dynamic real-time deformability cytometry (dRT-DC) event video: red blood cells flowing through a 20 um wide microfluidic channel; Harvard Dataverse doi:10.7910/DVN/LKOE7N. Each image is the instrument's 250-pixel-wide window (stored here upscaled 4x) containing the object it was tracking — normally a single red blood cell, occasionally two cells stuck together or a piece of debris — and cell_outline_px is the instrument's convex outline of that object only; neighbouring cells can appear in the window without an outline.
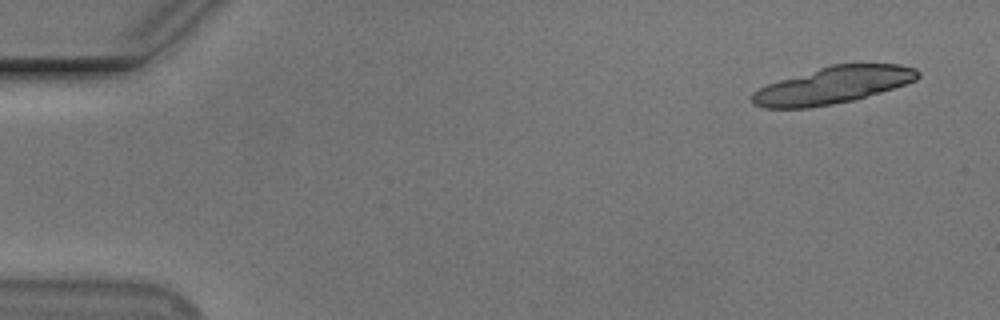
{"species": "Egyptian fruit bat (a non-hibernating species)", "species_latin": "Rousettus aegyptiacus", "temperature_condition": "cold", "stored_images_in_passage": 24, "camera_frame_rate_fps": 3000, "um_per_image_px": 0.085, "animal": {"sex": "male"}, "frame": {"image": 1, "passage_image": 3, "time_ms": 0.667, "image_size_px": [1000, 320], "cell_outline_px": [[920, 76], [916, 80], [880, 92], [852, 100], [832, 104], [808, 108], [764, 108], [752, 104], [752, 92], [768, 84], [780, 80], [832, 64], [900, 64], [916, 68], [920, 72]], "centroid_in_image_um": [70.8, 7.24], "position_along_channel_um": 14.2, "area_um2": 35.26}}